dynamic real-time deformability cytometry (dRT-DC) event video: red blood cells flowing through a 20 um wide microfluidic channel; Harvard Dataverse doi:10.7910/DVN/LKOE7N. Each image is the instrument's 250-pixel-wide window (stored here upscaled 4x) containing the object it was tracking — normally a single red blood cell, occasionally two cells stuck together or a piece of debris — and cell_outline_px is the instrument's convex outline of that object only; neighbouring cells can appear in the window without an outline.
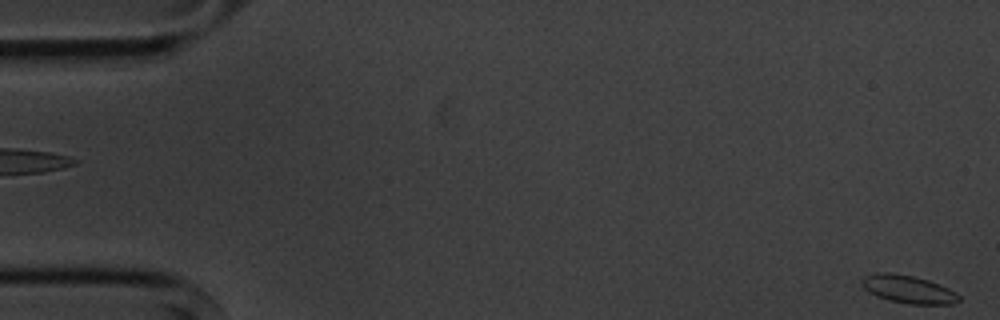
{"species": "common noctule bat (a hibernating species)", "species_latin": "Nyctalus noctula", "temperature_condition": "cold", "stored_images_in_passage": 6, "camera_frame_rate_fps": 3000, "um_per_image_px": 0.085, "animal": {"sex": "male", "body_mass_g": 20.1, "forearm_length_mm": 53.5}, "frame": {"image": 1, "passage_image": 6, "time_ms": 5.667, "image_size_px": [1000, 320], "cell_outline_px": [[960, 300], [952, 304], [908, 304], [876, 296], [868, 292], [864, 288], [860, 280], [864, 276], [876, 272], [888, 272], [912, 276], [928, 280], [940, 284], [956, 292], [960, 296]], "centroid_in_image_um": [77.19, 24.58], "position_along_channel_um": 7.8, "area_um2": 15.78}}